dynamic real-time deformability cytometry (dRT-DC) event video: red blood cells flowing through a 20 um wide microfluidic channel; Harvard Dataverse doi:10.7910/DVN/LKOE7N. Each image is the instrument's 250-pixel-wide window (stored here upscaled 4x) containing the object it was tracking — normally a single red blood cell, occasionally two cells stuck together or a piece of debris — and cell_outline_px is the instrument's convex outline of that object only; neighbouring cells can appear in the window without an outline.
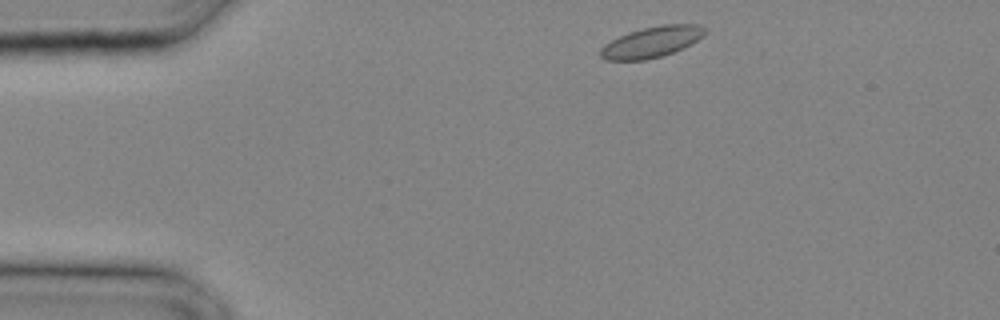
{"species": "common noctule bat (a hibernating species)", "species_latin": "Nyctalus noctula", "temperature_condition": "cold", "stored_images_in_passage": 7, "camera_frame_rate_fps": 3000, "um_per_image_px": 0.085, "animal": {"sex": "male", "body_mass_g": 20.4}, "frame": {"image": 1, "passage_image": 1, "time_ms": 0.0, "image_size_px": [1000, 320], "cell_outline_px": [[704, 36], [684, 48], [660, 56], [644, 60], [604, 60], [600, 56], [600, 48], [604, 44], [628, 32], [640, 28], [660, 24], [700, 24], [704, 28]], "centroid_in_image_um": [55.38, 3.56], "position_along_channel_um": 29.6, "area_um2": 18.84}}
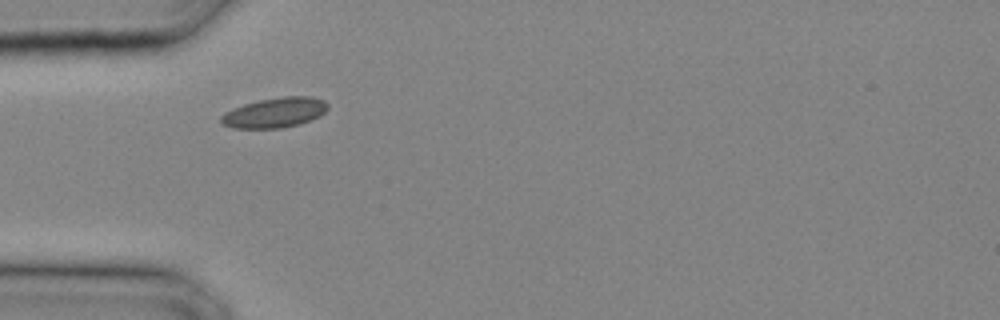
{"frame": {"image": 2, "passage_image": 5, "time_ms": 1.333, "image_size_px": [1000, 320], "cell_outline_px": [[328, 108], [320, 116], [312, 120], [300, 124], [280, 128], [232, 128], [224, 124], [220, 120], [220, 116], [224, 112], [232, 108], [244, 104], [260, 100], [284, 96], [312, 96], [324, 100], [328, 104]], "centroid_in_image_um": [23.37, 9.57], "position_along_channel_um": 61.6, "area_um2": 18.79}}
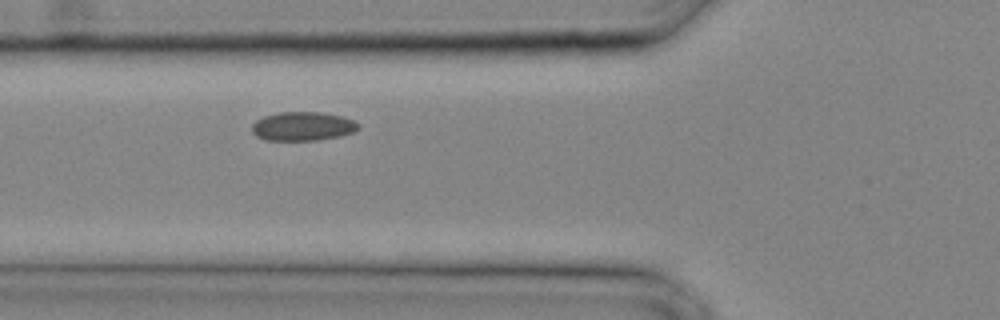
{"frame": {"image": 3, "passage_image": 7, "time_ms": 2.0, "image_size_px": [1000, 320], "cell_outline_px": [[360, 128], [352, 132], [340, 136], [316, 140], [264, 140], [256, 136], [252, 132], [252, 124], [256, 120], [264, 116], [280, 112], [320, 112], [340, 116], [352, 120], [360, 124]], "centroid_in_image_um": [25.71, 10.73], "position_along_channel_um": 100.1, "area_um2": 17.86}}